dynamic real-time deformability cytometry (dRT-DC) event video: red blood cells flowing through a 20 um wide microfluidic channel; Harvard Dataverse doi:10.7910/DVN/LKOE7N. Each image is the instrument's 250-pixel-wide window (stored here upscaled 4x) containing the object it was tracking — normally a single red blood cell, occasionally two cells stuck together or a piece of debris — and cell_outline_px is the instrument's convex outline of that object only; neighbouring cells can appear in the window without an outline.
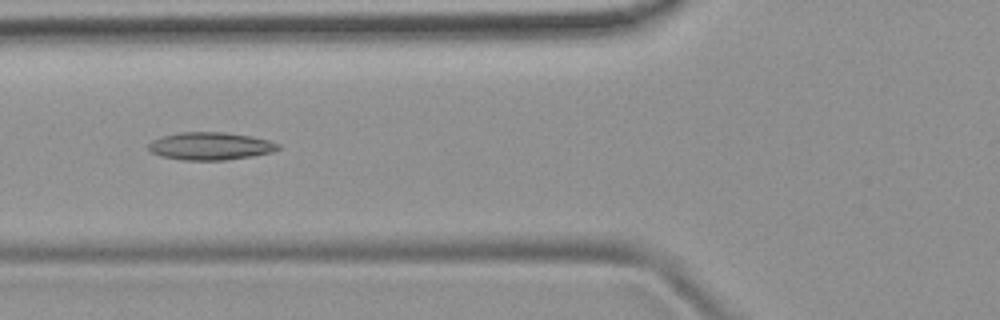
{"species": "common noctule bat (a hibernating species)", "species_latin": "Nyctalus noctula", "temperature_condition": "room temperature", "stored_images_in_passage": 52, "camera_frame_rate_fps": 3000, "um_per_image_px": 0.085, "animal": {"sex": "female", "body_mass_g": 19.9}, "frame": {"image": 1, "passage_image": 20, "time_ms": 6.333, "image_size_px": [1000, 320], "cell_outline_px": [[280, 148], [272, 152], [252, 156], [224, 160], [180, 160], [160, 156], [152, 152], [148, 148], [148, 144], [152, 140], [160, 136], [180, 132], [224, 132], [252, 136], [268, 140], [280, 144]], "centroid_in_image_um": [17.86, 12.41], "position_along_channel_um": 107.9, "area_um2": 21.04}}
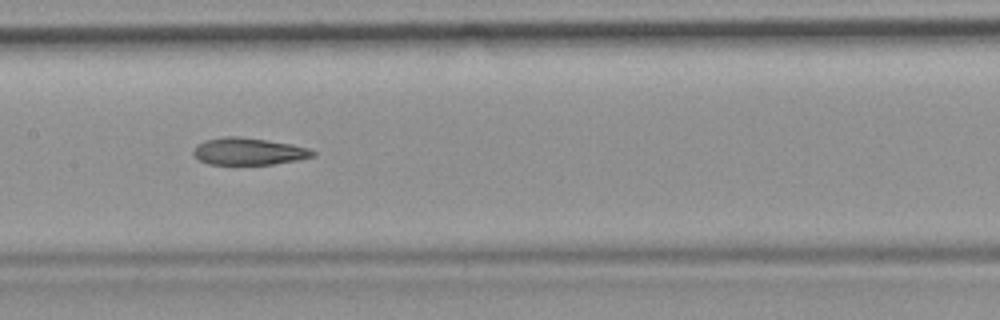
{"frame": {"image": 2, "passage_image": 26, "time_ms": 8.333, "image_size_px": [1000, 320], "cell_outline_px": [[316, 156], [296, 160], [272, 164], [208, 164], [200, 160], [192, 152], [196, 144], [204, 140], [224, 136], [240, 136], [292, 144], [308, 148], [316, 152]], "centroid_in_image_um": [21.12, 12.86], "position_along_channel_um": 186.3, "area_um2": 18.84}}
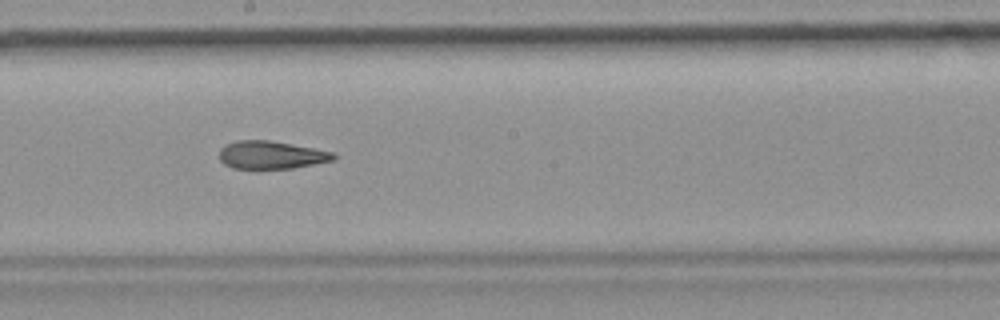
{"frame": {"image": 3, "passage_image": 29, "time_ms": 9.333, "image_size_px": [1000, 320], "cell_outline_px": [[340, 156], [336, 160], [292, 168], [256, 172], [232, 168], [224, 164], [220, 160], [220, 148], [224, 144], [236, 140], [268, 140], [336, 152]], "centroid_in_image_um": [23.05, 13.22], "position_along_channel_um": 225.2, "area_um2": 19.59}, "authors_computed_cell_mechanics": {"area_um2": 20.3456, "velocity_mm_per_s": 3.9165, "shape_relaxation_time_tau1_ms": null, "shape_relaxation_time_tau2_ms": 3.335, "deformation_change_tau1": null, "deformation_change_tau2": 0.14}}